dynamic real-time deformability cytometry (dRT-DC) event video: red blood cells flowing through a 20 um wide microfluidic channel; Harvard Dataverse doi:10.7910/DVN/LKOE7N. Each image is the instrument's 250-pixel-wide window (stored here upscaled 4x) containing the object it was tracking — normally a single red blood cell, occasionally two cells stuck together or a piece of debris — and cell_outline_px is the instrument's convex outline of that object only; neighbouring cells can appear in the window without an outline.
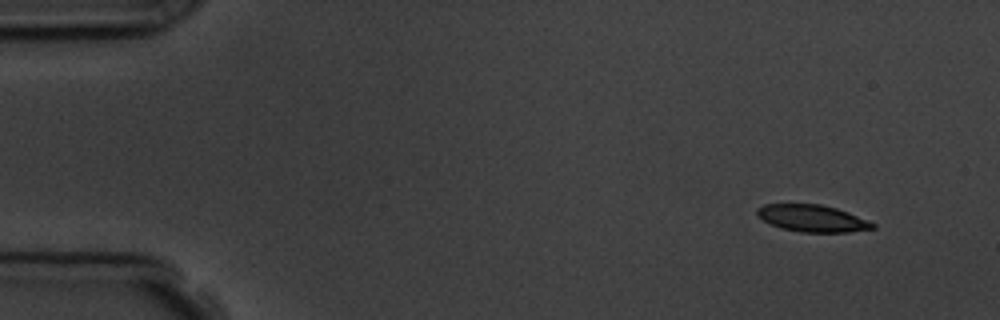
{"species": "common noctule bat (a hibernating species)", "species_latin": "Nyctalus noctula", "temperature_condition": "room temperature", "stored_images_in_passage": 4, "camera_frame_rate_fps": 3000, "um_per_image_px": 0.085, "animal": {"sex": "male", "body_mass_g": 19.5, "forearm_length_mm": 54.6}, "frame": {"image": 1, "passage_image": 1, "time_ms": 0.0, "image_size_px": [1000, 320], "cell_outline_px": [[876, 228], [848, 232], [804, 232], [780, 228], [756, 216], [756, 208], [764, 204], [820, 204], [836, 208], [848, 212], [876, 224]], "centroid_in_image_um": [69.03, 18.55], "position_along_channel_um": 16.0, "area_um2": 18.09}}